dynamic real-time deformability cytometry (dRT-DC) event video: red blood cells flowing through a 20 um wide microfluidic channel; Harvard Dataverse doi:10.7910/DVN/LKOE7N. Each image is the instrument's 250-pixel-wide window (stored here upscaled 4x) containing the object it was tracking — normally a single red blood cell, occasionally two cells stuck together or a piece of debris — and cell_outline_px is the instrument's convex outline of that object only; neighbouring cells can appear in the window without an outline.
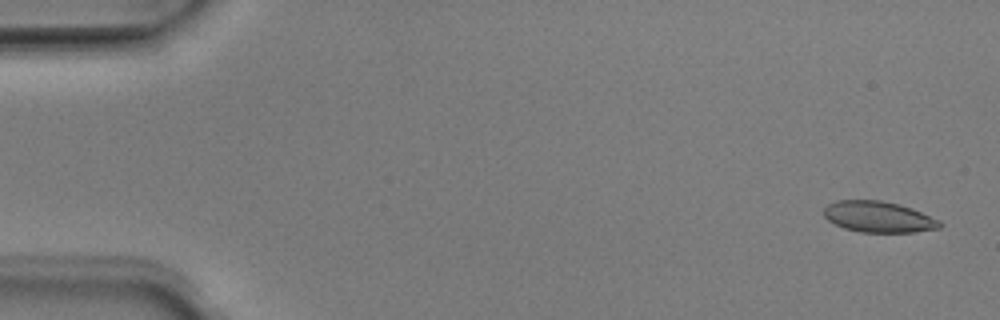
{"species": "Egyptian fruit bat (a non-hibernating species)", "species_latin": "Rousettus aegyptiacus", "temperature_condition": "room temperature", "stored_images_in_passage": 51, "camera_frame_rate_fps": 3000, "um_per_image_px": 0.085, "animal": {"sex": "male"}, "frame": {"image": 1, "passage_image": 2, "time_ms": 0.333, "image_size_px": [1000, 320], "cell_outline_px": [[944, 224], [940, 228], [916, 232], [860, 232], [844, 228], [828, 220], [824, 216], [824, 208], [828, 204], [836, 200], [880, 200], [900, 204], [912, 208], [940, 220]], "centroid_in_image_um": [74.7, 18.43], "position_along_channel_um": 10.3, "area_um2": 21.1}}
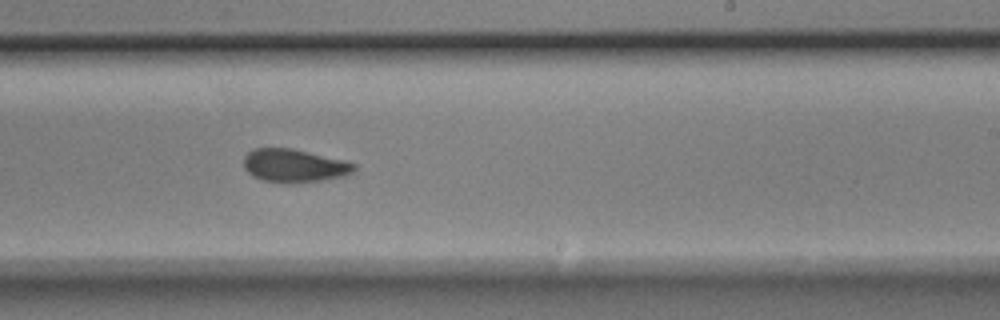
{"frame": {"image": 2, "passage_image": 31, "time_ms": 10.0, "image_size_px": [1000, 320], "cell_outline_px": [[356, 168], [352, 172], [344, 176], [320, 180], [264, 180], [252, 176], [244, 168], [244, 156], [252, 148], [292, 148], [344, 160], [356, 164]], "centroid_in_image_um": [25.0, 14.02], "position_along_channel_um": 264.0, "area_um2": 20.58}}
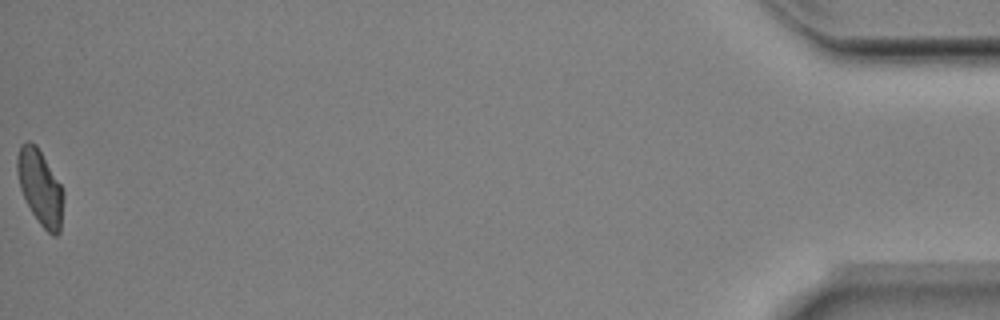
{"frame": {"image": 3, "passage_image": 51, "time_ms": 16.667, "image_size_px": [1000, 320], "cell_outline_px": [[64, 196], [60, 232], [56, 236], [52, 236], [40, 224], [32, 212], [20, 188], [16, 168], [16, 156], [20, 144], [28, 140], [36, 144], [60, 184], [64, 192]], "centroid_in_image_um": [3.41, 15.91], "position_along_channel_um": 431.8, "area_um2": 20.17}, "authors_computed_cell_mechanics": {"area_um2": 21.5016, "velocity_mm_per_s": 3.9929, "shape_relaxation_time_tau1_ms": 6.4571, "shape_relaxation_time_tau2_ms": 1.5638, "deformation_change_tau1": 0.1482, "deformation_change_tau2": 0.06}}